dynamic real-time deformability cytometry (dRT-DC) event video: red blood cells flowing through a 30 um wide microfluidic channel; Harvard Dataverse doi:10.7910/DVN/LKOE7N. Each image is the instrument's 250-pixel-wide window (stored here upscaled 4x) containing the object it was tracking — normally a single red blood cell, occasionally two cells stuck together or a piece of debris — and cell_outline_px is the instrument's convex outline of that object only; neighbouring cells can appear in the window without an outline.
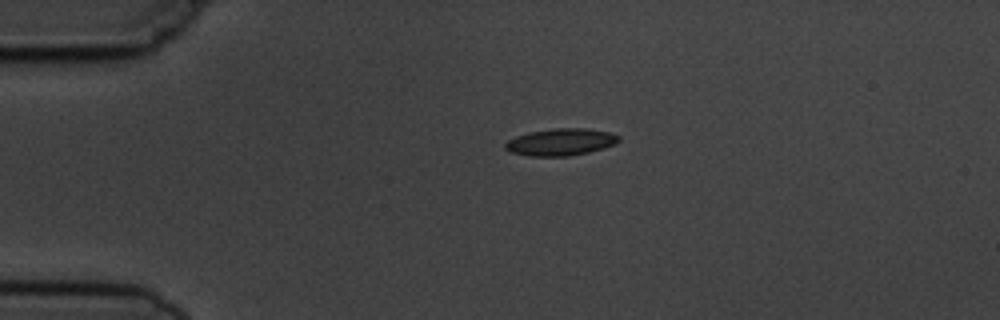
{"species": "common noctule bat (a hibernating species)", "species_latin": "Nyctalus noctula", "temperature_condition": "cold", "stored_images_in_passage": 4, "camera_frame_rate_fps": 3000, "um_per_image_px": 0.085, "animal": {"sex": "male", "body_mass_g": 19.5, "forearm_length_mm": 54.6}, "frame": {"image": 1, "passage_image": 4, "time_ms": 3.667, "image_size_px": [1000, 320], "cell_outline_px": [[620, 140], [604, 148], [588, 152], [568, 156], [528, 156], [508, 152], [504, 148], [504, 144], [508, 140], [516, 136], [528, 132], [552, 128], [584, 128], [608, 132], [620, 136]], "centroid_in_image_um": [47.6, 12.07], "position_along_channel_um": 37.4, "area_um2": 17.92}}